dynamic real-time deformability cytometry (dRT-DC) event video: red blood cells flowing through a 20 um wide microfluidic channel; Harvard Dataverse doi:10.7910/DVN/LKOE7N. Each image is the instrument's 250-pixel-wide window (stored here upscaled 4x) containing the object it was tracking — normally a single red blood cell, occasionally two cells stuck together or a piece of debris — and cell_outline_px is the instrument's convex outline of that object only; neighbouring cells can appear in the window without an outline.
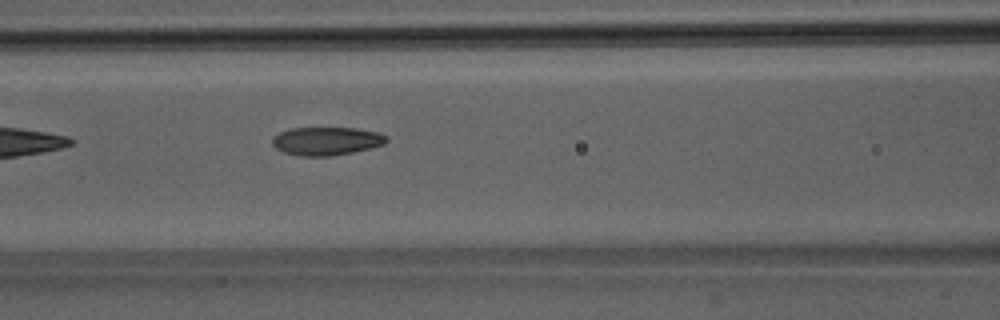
{"species": "Egyptian fruit bat (a non-hibernating species)", "species_latin": "Rousettus aegyptiacus", "temperature_condition": "room temperature", "stored_images_in_passage": 6, "camera_frame_rate_fps": 3000, "um_per_image_px": 0.085, "animal": {"sex": "male"}, "frame": {"image": 1, "passage_image": 6, "time_ms": 6.0, "image_size_px": [1000, 320], "cell_outline_px": [[388, 140], [384, 144], [372, 148], [332, 156], [300, 156], [284, 152], [276, 148], [272, 144], [272, 136], [288, 128], [356, 128], [380, 132], [388, 136]], "centroid_in_image_um": [27.76, 11.98], "position_along_channel_um": 138.8, "area_um2": 19.02}}